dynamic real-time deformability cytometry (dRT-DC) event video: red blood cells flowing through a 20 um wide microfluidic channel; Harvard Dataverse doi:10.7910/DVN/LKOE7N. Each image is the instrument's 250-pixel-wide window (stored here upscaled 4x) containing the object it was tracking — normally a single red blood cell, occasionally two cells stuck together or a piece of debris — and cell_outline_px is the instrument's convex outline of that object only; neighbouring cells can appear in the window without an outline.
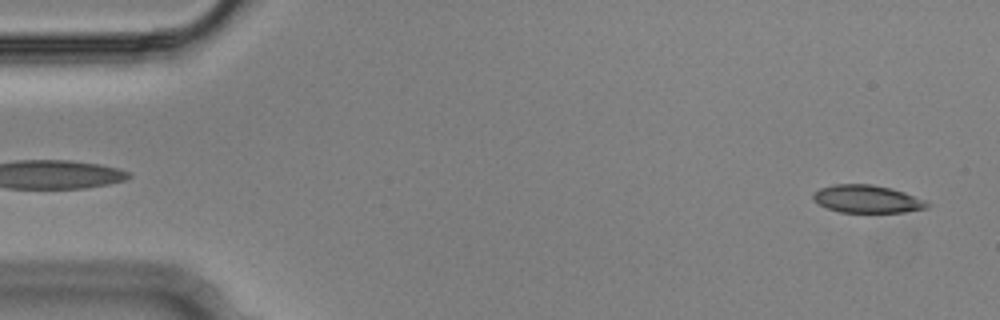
{"species": "Egyptian fruit bat (a non-hibernating species)", "species_latin": "Rousettus aegyptiacus", "temperature_condition": "cold", "stored_images_in_passage": 54, "segment_of_instrument_passage": [1, 2], "camera_frame_rate_fps": 3000, "um_per_image_px": 0.085, "animal": {"sex": "male"}, "frame": {"image": 1, "passage_image": 2, "time_ms": 0.333, "image_size_px": [1000, 320], "cell_outline_px": [[932, 204], [928, 208], [904, 212], [840, 212], [828, 208], [812, 200], [812, 192], [820, 188], [832, 184], [872, 184], [892, 188], [904, 192], [924, 200]], "centroid_in_image_um": [73.69, 16.91], "position_along_channel_um": 11.3, "area_um2": 18.55}}
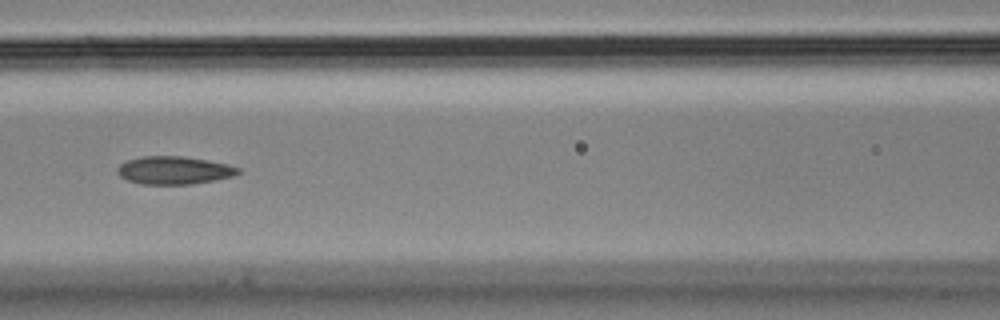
{"frame": {"image": 2, "passage_image": 23, "time_ms": 7.333, "image_size_px": [1000, 320], "cell_outline_px": [[240, 172], [232, 176], [216, 180], [192, 184], [140, 184], [128, 180], [120, 176], [116, 172], [116, 168], [120, 164], [128, 160], [140, 156], [180, 156], [208, 160], [228, 164], [240, 168]], "centroid_in_image_um": [14.78, 14.47], "position_along_channel_um": 151.8, "area_um2": 19.71}}
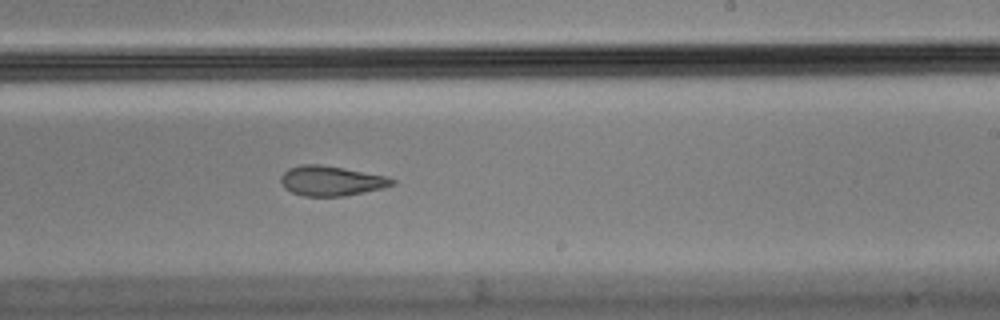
{"frame": {"image": 3, "passage_image": 32, "time_ms": 10.333, "image_size_px": [1000, 320], "cell_outline_px": [[396, 184], [384, 188], [344, 196], [304, 196], [292, 192], [284, 188], [280, 180], [280, 176], [288, 168], [300, 164], [320, 164], [344, 168], [384, 176], [396, 180]], "centroid_in_image_um": [28.13, 15.37], "position_along_channel_um": 260.9, "area_um2": 19.42}}